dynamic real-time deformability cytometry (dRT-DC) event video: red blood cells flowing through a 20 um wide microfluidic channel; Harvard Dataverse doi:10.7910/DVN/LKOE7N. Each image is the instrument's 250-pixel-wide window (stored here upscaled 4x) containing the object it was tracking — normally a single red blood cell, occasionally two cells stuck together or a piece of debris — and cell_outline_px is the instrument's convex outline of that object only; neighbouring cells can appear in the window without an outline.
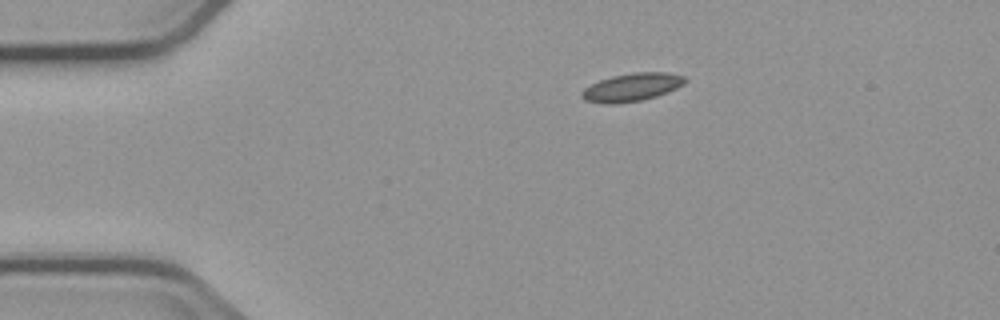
{"species": "common noctule bat (a hibernating species)", "species_latin": "Nyctalus noctula", "temperature_condition": "cold", "stored_images_in_passage": 4, "camera_frame_rate_fps": 3000, "um_per_image_px": 0.085, "animal": {"sex": "male", "body_mass_g": 23.1, "forearm_length_mm": 52.7}, "frame": {"image": 1, "passage_image": 4, "time_ms": 3.667, "image_size_px": [1000, 320], "cell_outline_px": [[688, 80], [684, 84], [668, 92], [656, 96], [640, 100], [616, 104], [604, 104], [584, 100], [580, 96], [580, 92], [584, 88], [600, 80], [612, 76], [632, 72], [668, 72], [684, 76]], "centroid_in_image_um": [53.7, 7.41], "position_along_channel_um": 31.3, "area_um2": 16.99}}